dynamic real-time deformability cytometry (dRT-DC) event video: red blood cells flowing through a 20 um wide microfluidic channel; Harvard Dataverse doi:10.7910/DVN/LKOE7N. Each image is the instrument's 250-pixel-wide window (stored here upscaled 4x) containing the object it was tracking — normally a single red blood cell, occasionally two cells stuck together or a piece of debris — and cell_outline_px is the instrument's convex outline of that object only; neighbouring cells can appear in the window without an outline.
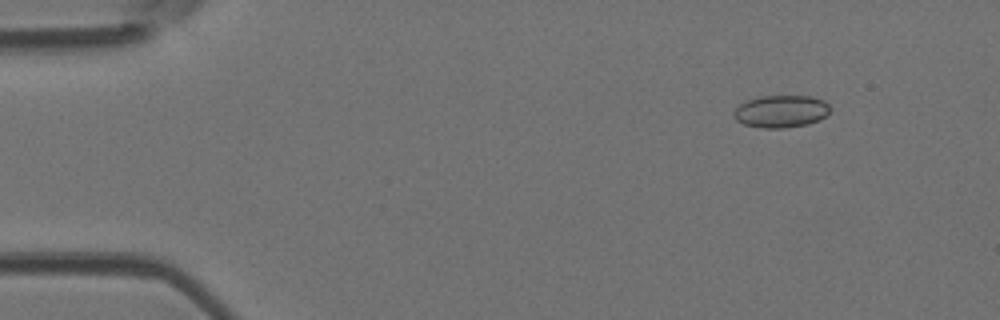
{"species": "Egyptian fruit bat (a non-hibernating species)", "species_latin": "Rousettus aegyptiacus", "temperature_condition": "room temperature", "stored_images_in_passage": 4, "camera_frame_rate_fps": 3000, "um_per_image_px": 0.085, "animal": {"sex": "female"}, "frame": {"image": 1, "passage_image": 2, "time_ms": 0.333, "image_size_px": [1000, 320], "cell_outline_px": [[832, 108], [820, 120], [808, 124], [784, 128], [760, 128], [744, 124], [736, 120], [732, 116], [732, 112], [744, 100], [760, 96], [812, 96], [824, 100]], "centroid_in_image_um": [66.36, 9.46], "position_along_channel_um": 18.6, "area_um2": 18.44}}